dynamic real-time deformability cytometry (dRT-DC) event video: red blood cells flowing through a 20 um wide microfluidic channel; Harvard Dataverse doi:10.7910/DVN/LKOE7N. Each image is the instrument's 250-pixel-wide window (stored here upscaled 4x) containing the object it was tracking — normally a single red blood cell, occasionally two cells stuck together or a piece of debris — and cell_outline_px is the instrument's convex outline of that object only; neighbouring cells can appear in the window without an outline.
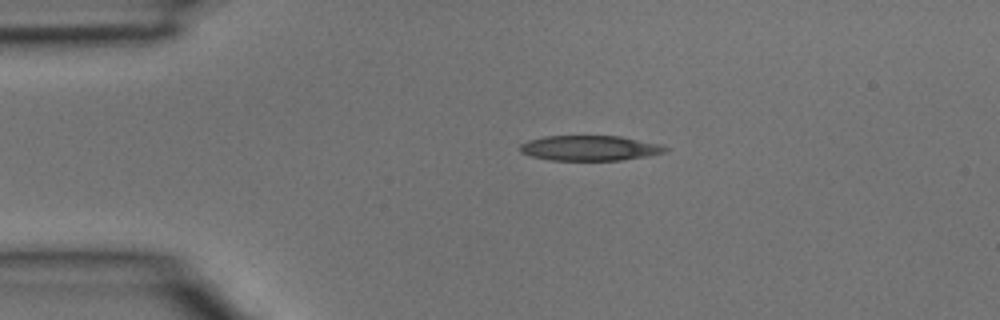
{"species": "common noctule bat (a hibernating species)", "species_latin": "Nyctalus noctula", "temperature_condition": "room temperature", "stored_images_in_passage": 3, "camera_frame_rate_fps": 3000, "um_per_image_px": 0.085, "animal": {"sex": "male", "body_mass_g": 15.6}, "frame": {"image": 1, "passage_image": 3, "time_ms": 0.667, "image_size_px": [1000, 320], "cell_outline_px": [[668, 148], [664, 152], [648, 156], [620, 160], [548, 160], [532, 156], [520, 152], [520, 144], [528, 140], [544, 136], [620, 136], [660, 144]], "centroid_in_image_um": [50.1, 12.58], "position_along_channel_um": 34.9, "area_um2": 21.21}}